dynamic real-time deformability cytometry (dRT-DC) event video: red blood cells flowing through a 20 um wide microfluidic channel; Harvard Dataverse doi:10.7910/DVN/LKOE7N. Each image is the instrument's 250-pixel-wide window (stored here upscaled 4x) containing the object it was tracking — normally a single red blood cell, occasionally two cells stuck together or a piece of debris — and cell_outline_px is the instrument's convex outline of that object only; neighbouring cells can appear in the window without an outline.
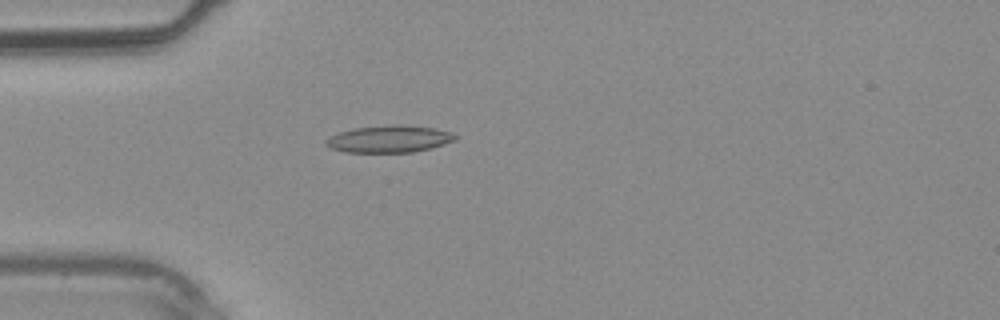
{"species": "common noctule bat (a hibernating species)", "species_latin": "Nyctalus noctula", "temperature_condition": "warm", "stored_images_in_passage": 39, "camera_frame_rate_fps": 3000, "um_per_image_px": 0.085, "animal": {"sex": "male", "body_mass_g": 20.4}, "frame": {"image": 1, "passage_image": 11, "time_ms": 3.333, "image_size_px": [1000, 320], "cell_outline_px": [[460, 136], [456, 140], [432, 148], [412, 152], [344, 152], [332, 148], [324, 144], [324, 140], [328, 136], [352, 128], [392, 124], [400, 124], [436, 128], [452, 132]], "centroid_in_image_um": [33.1, 11.8], "position_along_channel_um": 51.9, "area_um2": 20.75}}
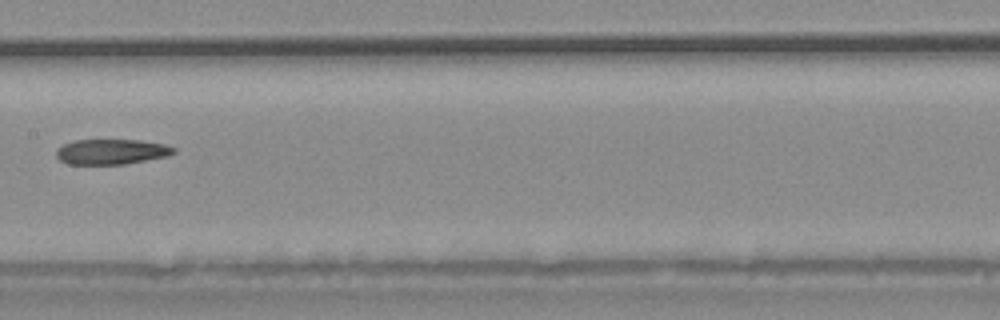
{"frame": {"image": 2, "passage_image": 20, "time_ms": 6.333, "image_size_px": [1000, 320], "cell_outline_px": [[176, 152], [168, 156], [124, 164], [68, 164], [60, 160], [56, 156], [56, 148], [64, 144], [76, 140], [140, 140], [164, 144], [176, 148]], "centroid_in_image_um": [9.48, 12.89], "position_along_channel_um": 197.9, "area_um2": 17.28}}
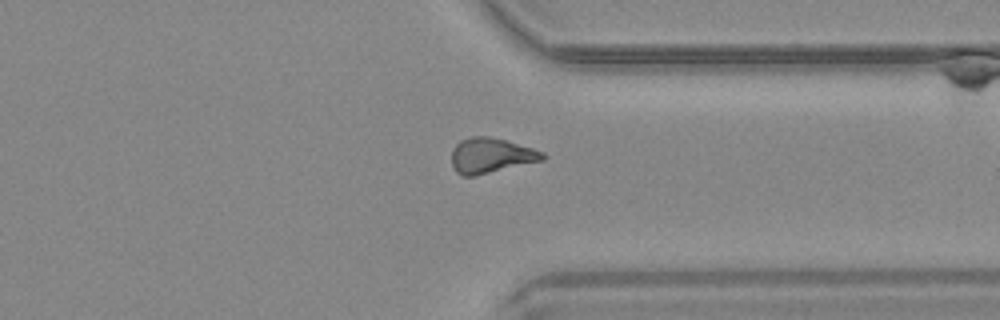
{"frame": {"image": 3, "passage_image": 30, "time_ms": 9.667, "image_size_px": [1000, 320], "cell_outline_px": [[548, 156], [544, 160], [472, 176], [464, 176], [456, 172], [452, 164], [452, 148], [460, 140], [472, 136], [488, 136], [504, 140], [532, 148], [544, 152]], "centroid_in_image_um": [41.73, 13.21], "position_along_channel_um": 369.7, "area_um2": 18.5}}